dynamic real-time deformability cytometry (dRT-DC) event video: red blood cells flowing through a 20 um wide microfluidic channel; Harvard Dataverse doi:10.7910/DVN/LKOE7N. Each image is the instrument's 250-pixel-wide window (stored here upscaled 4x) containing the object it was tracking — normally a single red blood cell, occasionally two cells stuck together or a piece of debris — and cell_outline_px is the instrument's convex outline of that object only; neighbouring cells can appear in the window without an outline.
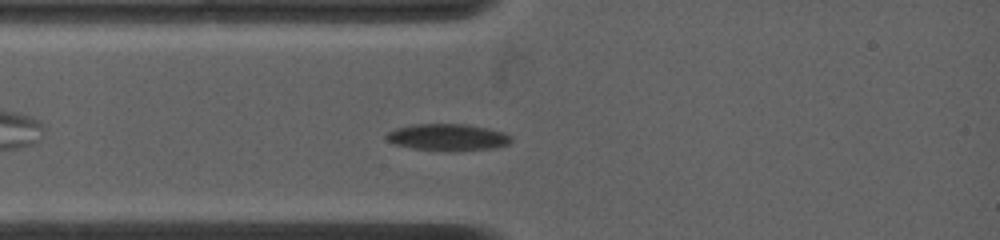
{"species": "common noctule bat (a hibernating species)", "species_latin": "Nyctalus noctula", "temperature_condition": "warm", "stored_images_in_passage": 54, "camera_frame_rate_fps": 4500, "um_per_image_px": 0.085, "animal": {"sex": "female", "body_mass_g": 19.0, "forearm_length_mm": 53.3}, "frame": {"image": 1, "passage_image": 4, "time_ms": 2.0, "image_size_px": [1000, 240], "cell_outline_px": [[512, 140], [508, 144], [492, 148], [452, 152], [412, 148], [396, 144], [388, 140], [384, 136], [388, 132], [396, 128], [412, 124], [468, 124], [488, 128], [504, 132], [512, 136]], "centroid_in_image_um": [38.08, 11.67], "position_along_channel_um": 46.9, "area_um2": 19.65}}
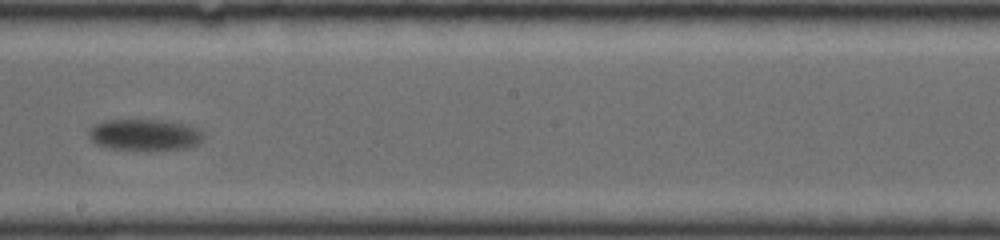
{"frame": {"image": 2, "passage_image": 24, "time_ms": 7.556, "image_size_px": [1000, 240], "cell_outline_px": [[204, 136], [200, 144], [188, 148], [112, 148], [96, 144], [88, 136], [88, 128], [104, 120], [164, 120], [200, 128], [204, 132]], "centroid_in_image_um": [12.32, 11.42], "position_along_channel_um": 235.9, "area_um2": 20.58}}
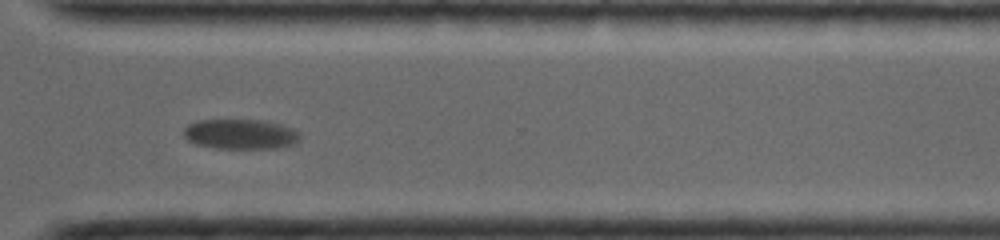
{"frame": {"image": 3, "passage_image": 37, "time_ms": 10.889, "image_size_px": [1000, 240], "cell_outline_px": [[300, 136], [292, 144], [280, 148], [216, 148], [196, 144], [188, 140], [184, 136], [184, 128], [188, 124], [200, 120], [260, 120], [280, 124], [292, 128], [300, 132]], "centroid_in_image_um": [20.43, 11.4], "position_along_channel_um": 350.2, "area_um2": 20.17}}